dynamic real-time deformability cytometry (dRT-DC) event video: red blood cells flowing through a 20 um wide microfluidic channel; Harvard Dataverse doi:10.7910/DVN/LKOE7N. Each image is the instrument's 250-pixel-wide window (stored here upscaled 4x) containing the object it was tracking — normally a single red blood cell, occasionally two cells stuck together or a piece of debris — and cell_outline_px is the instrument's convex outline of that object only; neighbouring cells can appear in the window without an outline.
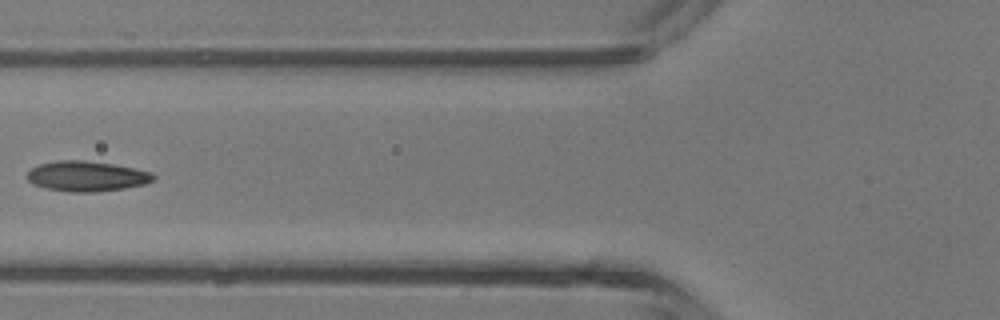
{"species": "common noctule bat (a hibernating species)", "species_latin": "Nyctalus noctula", "temperature_condition": "room temperature", "stored_images_in_passage": 4, "camera_frame_rate_fps": 3000, "um_per_image_px": 0.085, "animal": {"sex": "male", "body_mass_g": 13.3}, "frame": {"image": 1, "passage_image": 4, "time_ms": 4.333, "image_size_px": [1000, 320], "cell_outline_px": [[156, 176], [152, 180], [144, 184], [124, 188], [96, 192], [72, 192], [44, 188], [32, 184], [28, 180], [28, 172], [32, 168], [40, 164], [60, 160], [84, 160], [112, 164], [152, 172]], "centroid_in_image_um": [7.35, 14.98], "position_along_channel_um": 118.4, "area_um2": 22.08}}